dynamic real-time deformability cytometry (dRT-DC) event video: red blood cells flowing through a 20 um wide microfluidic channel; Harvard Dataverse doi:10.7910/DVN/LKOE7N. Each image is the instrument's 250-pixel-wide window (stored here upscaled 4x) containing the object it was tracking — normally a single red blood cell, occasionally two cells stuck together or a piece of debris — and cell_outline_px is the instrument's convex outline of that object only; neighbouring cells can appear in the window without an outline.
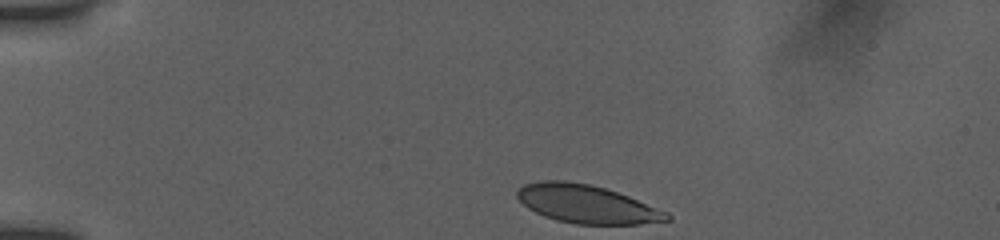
{"species": "human", "species_latin": "Homo sapiens", "temperature_condition": "room temperature", "stored_images_in_passage": 6, "camera_frame_rate_fps": 3000, "um_per_image_px": 0.085, "donor": {"sex": "female"}, "frame": {"image": 1, "passage_image": 1, "time_ms": 0.0, "image_size_px": [1000, 240], "cell_outline_px": [[672, 220], [640, 224], [576, 224], [556, 220], [544, 216], [528, 208], [516, 196], [516, 192], [524, 184], [540, 180], [564, 180], [588, 184], [604, 188], [628, 196], [668, 212], [672, 216]], "centroid_in_image_um": [49.88, 17.35], "position_along_channel_um": 35.1, "area_um2": 33.29}}
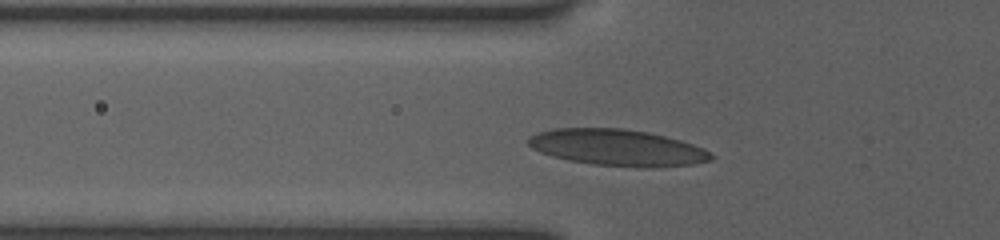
{"frame": {"image": 2, "passage_image": 5, "time_ms": 2.667, "image_size_px": [1000, 240], "cell_outline_px": [[716, 156], [712, 160], [692, 164], [592, 164], [568, 160], [552, 156], [540, 152], [532, 148], [524, 140], [528, 136], [536, 132], [552, 128], [624, 128], [648, 132], [680, 140], [704, 148]], "centroid_in_image_um": [52.36, 12.48], "position_along_channel_um": 73.4, "area_um2": 37.69}}